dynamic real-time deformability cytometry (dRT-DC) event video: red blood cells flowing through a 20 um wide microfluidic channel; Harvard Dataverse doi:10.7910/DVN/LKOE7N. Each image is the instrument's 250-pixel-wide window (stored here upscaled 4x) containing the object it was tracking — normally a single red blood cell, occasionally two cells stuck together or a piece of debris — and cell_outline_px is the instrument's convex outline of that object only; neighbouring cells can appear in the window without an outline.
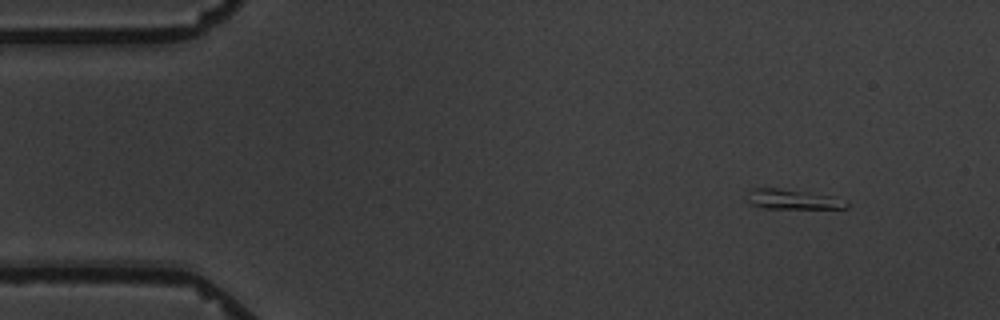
{"species": "common noctule bat (a hibernating species)", "species_latin": "Nyctalus noctula", "temperature_condition": "warm", "stored_images_in_passage": 4, "camera_frame_rate_fps": 3000, "um_per_image_px": 0.085, "animal": {"sex": "male", "body_mass_g": 19.5, "forearm_length_mm": 54.6}, "frame": {"image": 1, "passage_image": 1, "time_ms": 0.0, "image_size_px": [1000, 320], "cell_outline_px": [[848, 208], [764, 208], [748, 204], [744, 200], [748, 192], [752, 188], [776, 188], [836, 196], [848, 200]], "centroid_in_image_um": [67.36, 16.94], "position_along_channel_um": 17.6, "area_um2": 11.73}}
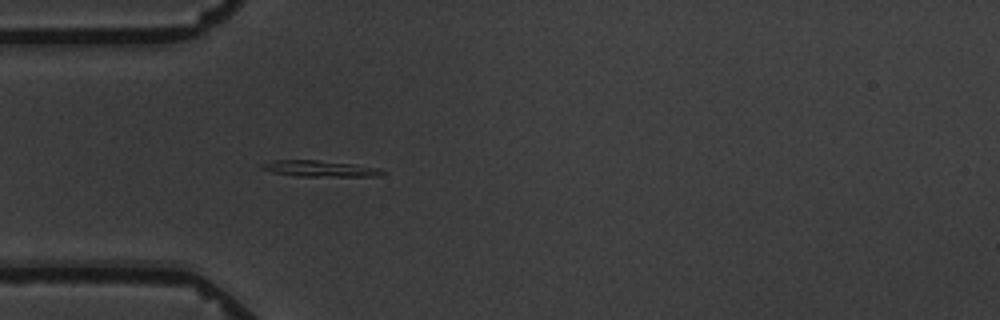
{"frame": {"image": 2, "passage_image": 4, "time_ms": 3.667, "image_size_px": [1000, 320], "cell_outline_px": [[384, 172], [376, 176], [296, 176], [272, 172], [260, 168], [260, 164], [272, 160], [316, 160], [352, 164], [380, 168]], "centroid_in_image_um": [27.1, 14.32], "position_along_channel_um": 57.9, "area_um2": 11.16}}